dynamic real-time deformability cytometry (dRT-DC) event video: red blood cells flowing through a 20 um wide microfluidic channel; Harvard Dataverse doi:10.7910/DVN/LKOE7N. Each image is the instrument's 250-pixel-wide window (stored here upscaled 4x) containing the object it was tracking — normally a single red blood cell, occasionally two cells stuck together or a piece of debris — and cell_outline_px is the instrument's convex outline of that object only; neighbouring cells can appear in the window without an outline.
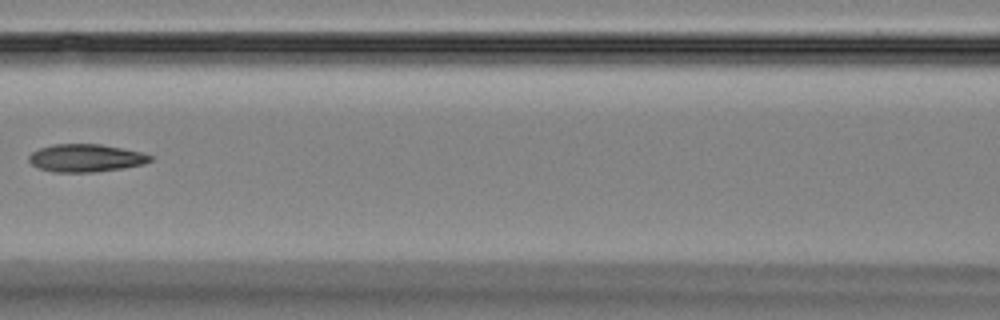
{"species": "Egyptian fruit bat (a non-hibernating species)", "species_latin": "Rousettus aegyptiacus", "temperature_condition": "room temperature", "stored_images_in_passage": 14, "camera_frame_rate_fps": 3000, "um_per_image_px": 0.085, "animal": {"sex": "female"}, "frame": {"image": 1, "passage_image": 6, "time_ms": 6.667, "image_size_px": [1000, 320], "cell_outline_px": [[152, 160], [144, 164], [124, 168], [96, 172], [52, 172], [36, 168], [28, 160], [28, 156], [32, 152], [40, 148], [52, 144], [100, 144], [140, 152], [152, 156]], "centroid_in_image_um": [7.26, 13.44], "position_along_channel_um": 159.3, "area_um2": 19.71}}
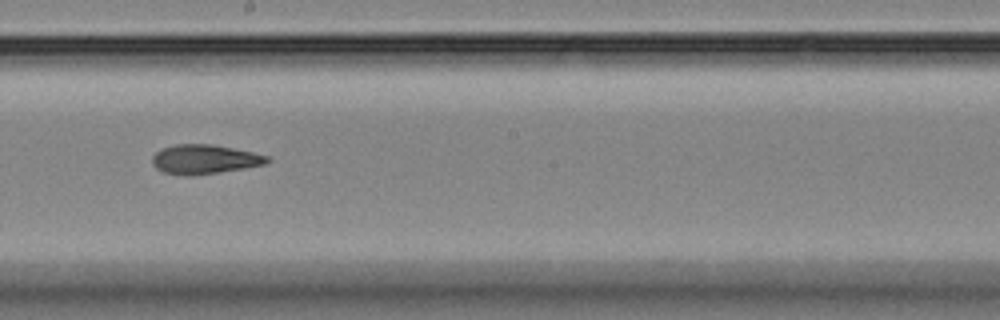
{"frame": {"image": 2, "passage_image": 8, "time_ms": 8.667, "image_size_px": [1000, 320], "cell_outline_px": [[272, 160], [264, 164], [244, 168], [188, 176], [184, 176], [164, 172], [156, 168], [152, 164], [152, 156], [160, 148], [176, 144], [212, 144], [252, 152], [268, 156]], "centroid_in_image_um": [17.34, 13.53], "position_along_channel_um": 230.9, "area_um2": 19.54}}
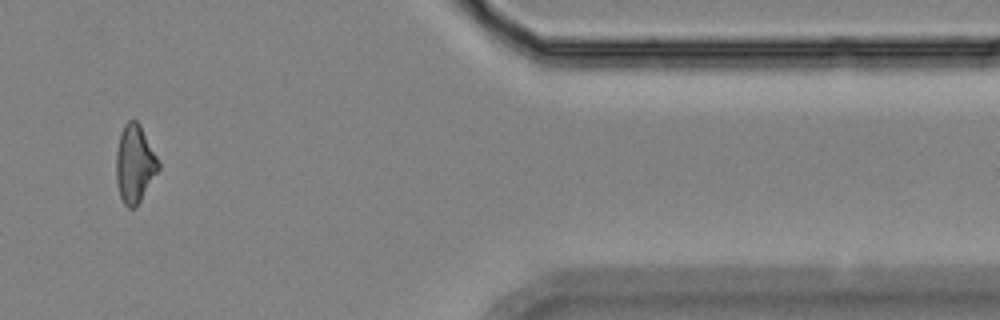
{"frame": {"image": 3, "passage_image": 12, "time_ms": 14.333, "image_size_px": [1000, 320], "cell_outline_px": [[160, 168], [136, 208], [128, 208], [124, 204], [120, 196], [116, 180], [116, 152], [120, 132], [124, 124], [128, 120], [136, 120], [140, 124], [160, 164]], "centroid_in_image_um": [11.44, 13.93], "position_along_channel_um": 400.0, "area_um2": 19.19}, "authors_computed_cell_mechanics": {"area_um2": 19.4208, "velocity_mm_per_s": 3.6004, "shape_relaxation_time_tau1_ms": null, "shape_relaxation_time_tau2_ms": 6.0474, "deformation_change_tau1": null, "deformation_change_tau2": 0.1653}}